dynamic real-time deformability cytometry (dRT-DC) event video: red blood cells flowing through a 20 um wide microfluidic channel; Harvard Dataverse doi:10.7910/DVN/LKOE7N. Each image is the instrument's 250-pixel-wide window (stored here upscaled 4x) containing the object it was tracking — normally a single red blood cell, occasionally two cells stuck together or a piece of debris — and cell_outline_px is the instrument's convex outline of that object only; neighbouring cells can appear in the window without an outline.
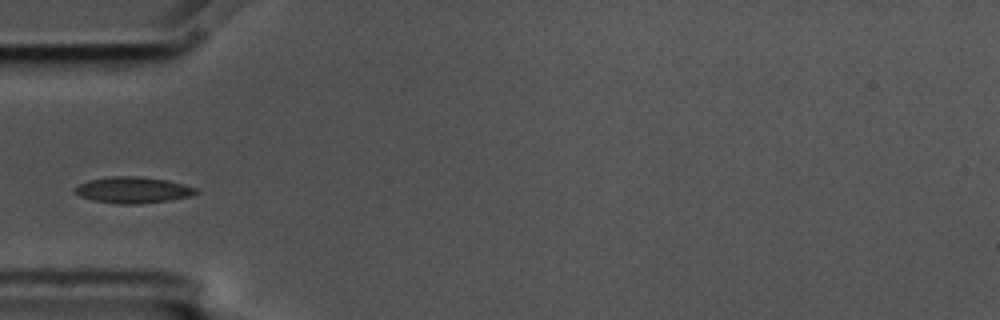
{"species": "common noctule bat (a hibernating species)", "species_latin": "Nyctalus noctula", "temperature_condition": "cold", "stored_images_in_passage": 11, "camera_frame_rate_fps": 3000, "um_per_image_px": 0.085, "animal": {"sex": "male", "body_mass_g": 17.5, "forearm_length_mm": 52.3}, "frame": {"image": 1, "passage_image": 1, "time_ms": 0.0, "image_size_px": [1000, 320], "cell_outline_px": [[200, 192], [192, 196], [168, 200], [136, 204], [120, 204], [92, 200], [80, 196], [72, 192], [72, 188], [88, 180], [112, 176], [140, 176], [168, 180], [184, 184], [196, 188]], "centroid_in_image_um": [11.29, 16.14], "position_along_channel_um": 73.7, "area_um2": 18.67}}
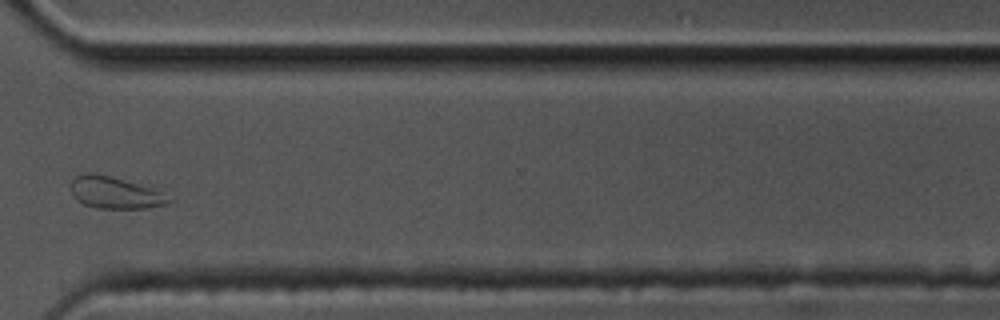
{"frame": {"image": 2, "passage_image": 8, "time_ms": 2.333, "image_size_px": [1000, 320], "cell_outline_px": [[176, 200], [168, 204], [148, 208], [96, 208], [84, 204], [76, 200], [72, 196], [72, 180], [80, 172], [96, 172], [140, 184], [152, 188]], "centroid_in_image_um": [9.77, 16.37], "position_along_channel_um": 360.8, "area_um2": 18.44}}
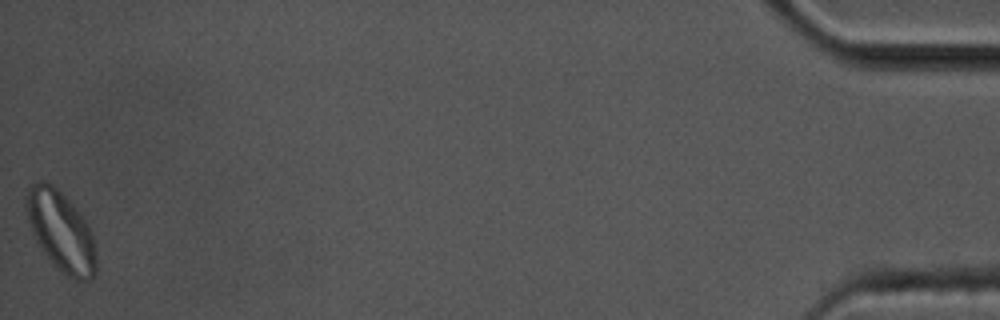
{"frame": {"image": 3, "passage_image": 11, "time_ms": 3.333, "image_size_px": [1000, 320], "cell_outline_px": [[96, 272], [92, 280], [76, 280], [68, 276], [48, 256], [36, 240], [32, 232], [28, 220], [28, 188], [36, 180], [44, 180], [52, 184], [80, 212], [88, 224], [96, 248]], "centroid_in_image_um": [5.23, 19.65], "position_along_channel_um": 430.0, "area_um2": 31.85}}